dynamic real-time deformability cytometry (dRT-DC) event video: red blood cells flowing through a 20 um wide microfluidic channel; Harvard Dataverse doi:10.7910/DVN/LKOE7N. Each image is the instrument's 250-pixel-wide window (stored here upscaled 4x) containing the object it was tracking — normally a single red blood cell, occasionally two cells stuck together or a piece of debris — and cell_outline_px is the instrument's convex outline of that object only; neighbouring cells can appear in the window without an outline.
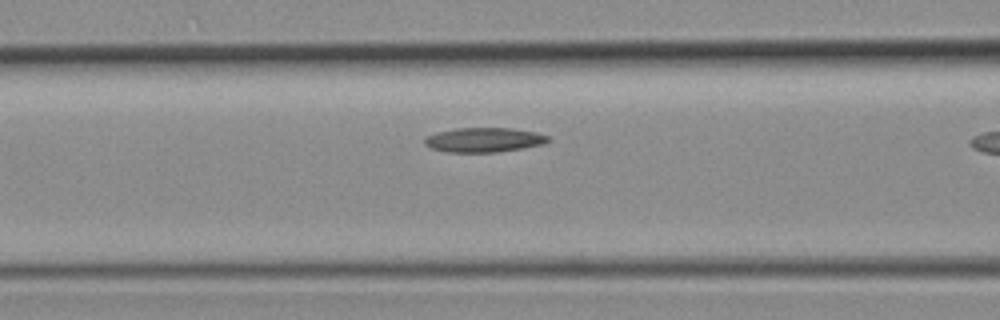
{"species": "common noctule bat (a hibernating species)", "species_latin": "Nyctalus noctula", "temperature_condition": "room temperature", "stored_images_in_passage": 6, "camera_frame_rate_fps": 3000, "um_per_image_px": 0.085, "animal": {"sex": "female", "body_mass_g": 19.3, "forearm_length_mm": 54.1}, "frame": {"image": 1, "passage_image": 3, "time_ms": 0.667, "image_size_px": [1000, 320], "cell_outline_px": [[552, 140], [544, 144], [496, 152], [448, 152], [432, 148], [424, 144], [424, 136], [436, 132], [456, 128], [512, 128], [536, 132], [548, 136]], "centroid_in_image_um": [41.12, 11.88], "position_along_channel_um": 125.5, "area_um2": 17.69}}